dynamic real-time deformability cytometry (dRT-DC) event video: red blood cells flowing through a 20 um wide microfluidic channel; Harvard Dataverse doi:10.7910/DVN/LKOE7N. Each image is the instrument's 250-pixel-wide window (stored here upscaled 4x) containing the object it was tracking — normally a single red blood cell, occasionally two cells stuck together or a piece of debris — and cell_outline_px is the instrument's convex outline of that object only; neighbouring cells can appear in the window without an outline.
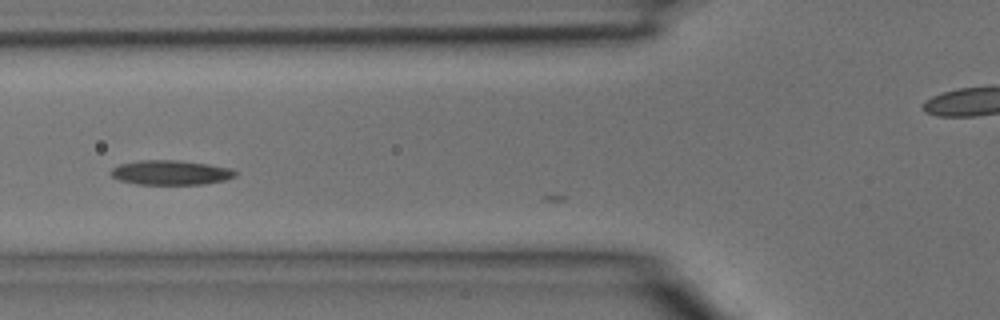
{"species": "common noctule bat (a hibernating species)", "species_latin": "Nyctalus noctula", "temperature_condition": "room temperature", "stored_images_in_passage": 6, "camera_frame_rate_fps": 3000, "um_per_image_px": 0.085, "animal": {"sex": "male", "body_mass_g": 15.6}, "frame": {"image": 1, "passage_image": 4, "time_ms": 1.0, "image_size_px": [1000, 320], "cell_outline_px": [[236, 176], [224, 180], [204, 184], [136, 184], [120, 180], [112, 176], [108, 172], [112, 168], [120, 164], [140, 160], [176, 160], [208, 164], [232, 168], [236, 172]], "centroid_in_image_um": [14.5, 14.66], "position_along_channel_um": 111.3, "area_um2": 17.8}}